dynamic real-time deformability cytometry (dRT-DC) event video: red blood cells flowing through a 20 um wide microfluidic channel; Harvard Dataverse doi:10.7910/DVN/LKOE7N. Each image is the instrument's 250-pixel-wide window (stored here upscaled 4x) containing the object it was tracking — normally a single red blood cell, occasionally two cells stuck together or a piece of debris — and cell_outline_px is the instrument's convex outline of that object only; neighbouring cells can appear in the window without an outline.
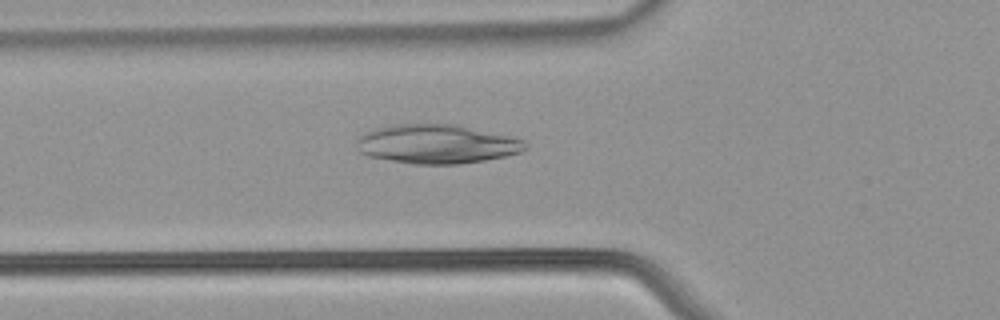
{"species": "common noctule bat (a hibernating species)", "species_latin": "Nyctalus noctula", "temperature_condition": "warm", "stored_images_in_passage": 52, "camera_frame_rate_fps": 3000, "um_per_image_px": 0.085, "animal": {"sex": "male", "body_mass_g": 21.5, "forearm_length_mm": 52.0}, "frame": {"image": 1, "passage_image": 19, "time_ms": 6.0, "image_size_px": [1000, 320], "cell_outline_px": [[528, 148], [520, 152], [504, 156], [484, 160], [456, 164], [416, 164], [368, 156], [360, 152], [356, 144], [356, 136], [364, 132], [376, 128], [396, 124], [456, 124], [508, 136], [524, 140], [528, 144]], "centroid_in_image_um": [37.09, 12.23], "position_along_channel_um": 88.7, "area_um2": 38.26}}
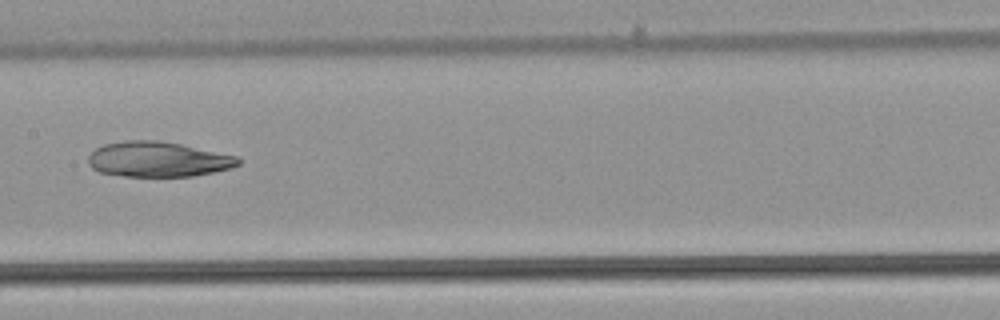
{"frame": {"image": 2, "passage_image": 27, "time_ms": 8.667, "image_size_px": [1000, 320], "cell_outline_px": [[240, 164], [232, 168], [192, 176], [124, 176], [100, 172], [92, 168], [88, 164], [88, 156], [96, 148], [104, 144], [124, 140], [156, 140], [180, 144], [240, 156]], "centroid_in_image_um": [13.44, 13.53], "position_along_channel_um": 194.0, "area_um2": 30.81}}
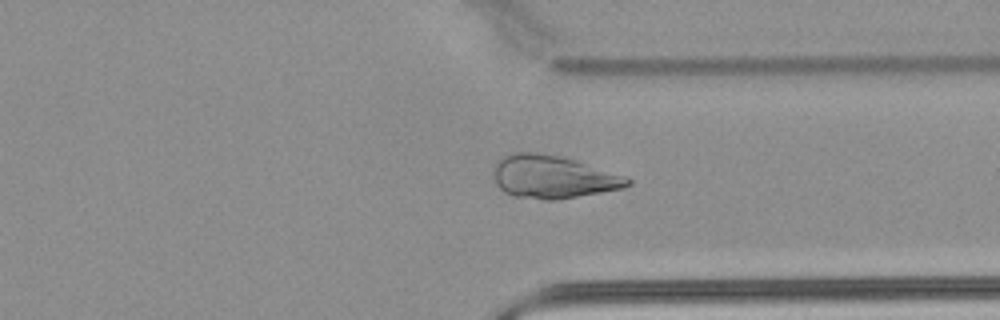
{"frame": {"image": 3, "passage_image": 40, "time_ms": 13.0, "image_size_px": [1000, 320], "cell_outline_px": [[632, 184], [624, 188], [556, 200], [544, 200], [512, 196], [504, 192], [496, 184], [492, 172], [496, 160], [500, 156], [512, 152], [536, 152], [560, 156], [576, 160], [628, 176], [632, 180]], "centroid_in_image_um": [46.98, 15.03], "position_along_channel_um": 364.4, "area_um2": 34.1}}